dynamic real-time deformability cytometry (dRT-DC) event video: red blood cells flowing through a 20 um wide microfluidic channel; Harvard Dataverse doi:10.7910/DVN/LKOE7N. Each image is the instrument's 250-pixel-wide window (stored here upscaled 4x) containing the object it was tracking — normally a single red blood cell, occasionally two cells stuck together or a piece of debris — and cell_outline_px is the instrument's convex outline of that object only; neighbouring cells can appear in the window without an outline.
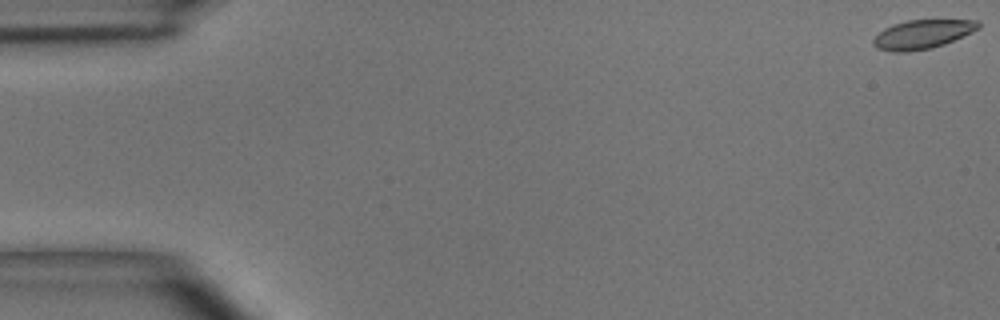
{"species": "common noctule bat (a hibernating species)", "species_latin": "Nyctalus noctula", "temperature_condition": "room temperature", "stored_images_in_passage": 50, "camera_frame_rate_fps": 3000, "um_per_image_px": 0.085, "animal": {"sex": "male", "body_mass_g": 15.6}, "frame": {"image": 1, "passage_image": 1, "time_ms": 0.0, "image_size_px": [1000, 320], "cell_outline_px": [[980, 28], [972, 32], [944, 44], [932, 48], [908, 52], [892, 52], [876, 48], [872, 44], [872, 40], [884, 28], [892, 24], [908, 20], [980, 20]], "centroid_in_image_um": [78.39, 2.92], "position_along_channel_um": 6.6, "area_um2": 17.8}}
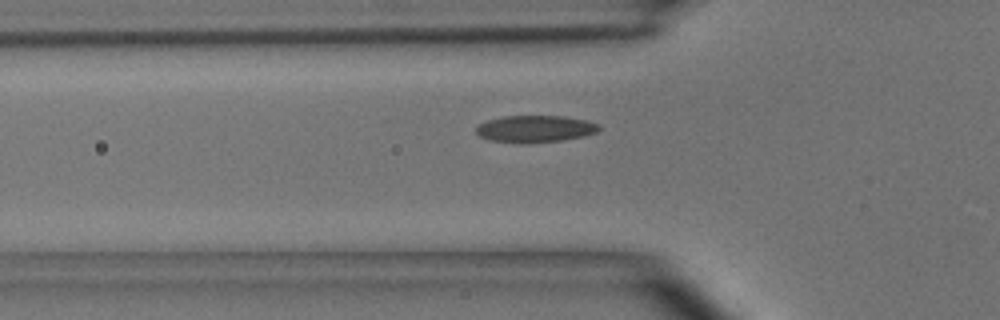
{"frame": {"image": 2, "passage_image": 17, "time_ms": 5.333, "image_size_px": [1000, 320], "cell_outline_px": [[600, 128], [596, 132], [584, 136], [564, 140], [524, 144], [492, 140], [480, 136], [476, 132], [476, 128], [480, 124], [488, 120], [504, 116], [564, 116], [588, 120], [600, 124]], "centroid_in_image_um": [45.53, 10.95], "position_along_channel_um": 80.3, "area_um2": 19.36}}
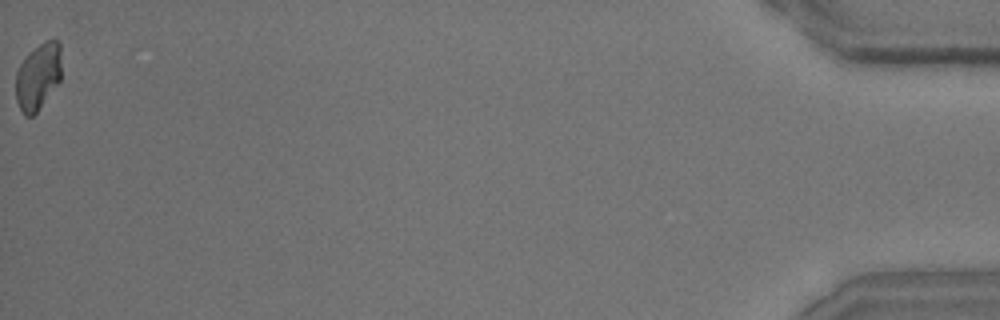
{"frame": {"image": 3, "passage_image": 50, "time_ms": 16.333, "image_size_px": [1000, 320], "cell_outline_px": [[60, 80], [36, 112], [32, 116], [24, 116], [16, 100], [16, 72], [20, 64], [40, 44], [52, 36], [60, 40]], "centroid_in_image_um": [3.25, 6.47], "position_along_channel_um": 432.0, "area_um2": 17.46}, "authors_computed_cell_mechanics": {"area_um2": 18.5827, "velocity_mm_per_s": 4.06, "shape_relaxation_time_tau1_ms": 4.592, "shape_relaxation_time_tau2_ms": null, "deformation_change_tau1": 0.1307, "deformation_change_tau2": null}}